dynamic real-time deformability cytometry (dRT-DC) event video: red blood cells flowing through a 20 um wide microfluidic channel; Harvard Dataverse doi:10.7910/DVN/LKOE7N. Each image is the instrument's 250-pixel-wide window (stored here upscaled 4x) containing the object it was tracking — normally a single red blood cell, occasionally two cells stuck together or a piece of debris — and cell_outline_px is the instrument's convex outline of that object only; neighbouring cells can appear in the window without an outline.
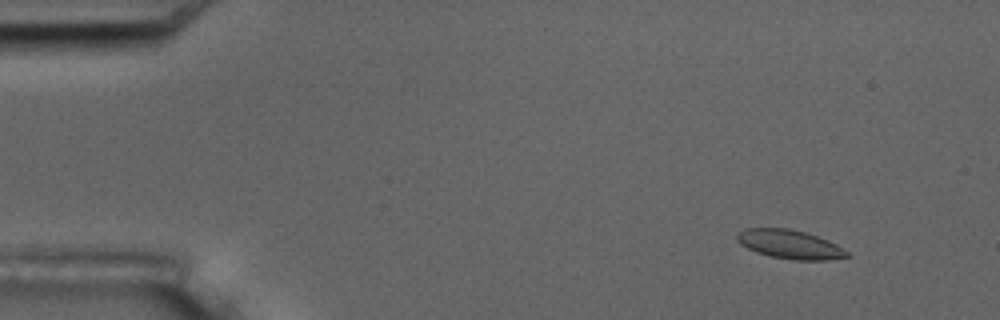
{"species": "common noctule bat (a hibernating species)", "species_latin": "Nyctalus noctula", "temperature_condition": "room temperature", "stored_images_in_passage": 5, "camera_frame_rate_fps": 3000, "um_per_image_px": 0.085, "animal": {"sex": "male", "body_mass_g": 17.5, "forearm_length_mm": 52.3}, "frame": {"image": 1, "passage_image": 2, "time_ms": 1.0, "image_size_px": [1000, 320], "cell_outline_px": [[852, 256], [828, 260], [796, 260], [772, 256], [756, 252], [740, 244], [736, 240], [736, 232], [744, 228], [788, 228], [804, 232], [828, 240], [836, 244], [848, 252]], "centroid_in_image_um": [67.11, 20.76], "position_along_channel_um": 17.9, "area_um2": 18.5}}